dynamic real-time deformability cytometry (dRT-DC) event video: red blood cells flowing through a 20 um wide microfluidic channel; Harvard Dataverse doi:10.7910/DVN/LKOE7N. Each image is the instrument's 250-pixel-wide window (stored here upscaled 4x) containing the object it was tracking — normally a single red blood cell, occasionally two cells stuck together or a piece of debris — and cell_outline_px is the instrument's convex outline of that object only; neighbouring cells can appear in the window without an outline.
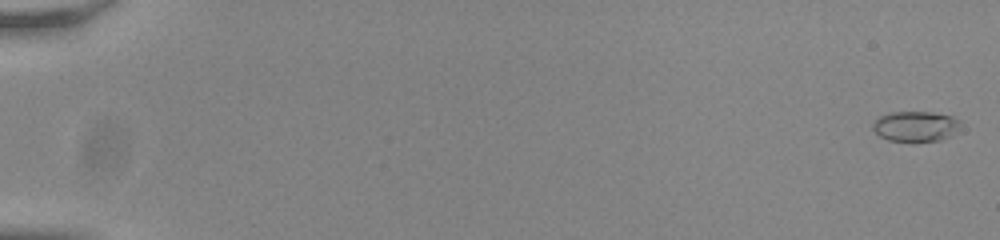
{"species": "common noctule bat (a hibernating species)", "species_latin": "Nyctalus noctula", "temperature_condition": "room temperature", "stored_images_in_passage": 57, "camera_frame_rate_fps": 3000, "um_per_image_px": 0.085, "animal": {"sex": "male", "body_mass_g": 20.0, "forearm_length_mm": 53.3}, "frame": {"image": 1, "passage_image": 2, "time_ms": 0.333, "image_size_px": [1000, 240], "cell_outline_px": [[960, 124], [952, 136], [940, 140], [912, 144], [888, 140], [880, 136], [872, 128], [872, 124], [880, 116], [888, 112], [932, 112], [952, 116], [960, 120]], "centroid_in_image_um": [77.82, 10.77], "position_along_channel_um": 7.2, "area_um2": 16.01}}
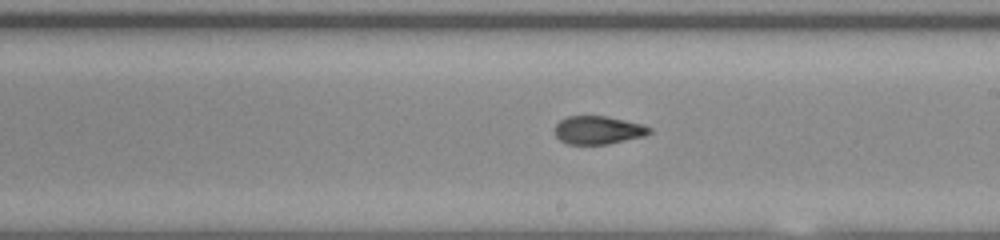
{"frame": {"image": 2, "passage_image": 35, "time_ms": 11.333, "image_size_px": [1000, 240], "cell_outline_px": [[652, 132], [644, 136], [608, 144], [568, 144], [560, 140], [556, 136], [556, 124], [560, 120], [568, 116], [608, 116], [644, 124], [652, 128]], "centroid_in_image_um": [50.88, 11.05], "position_along_channel_um": 238.1, "area_um2": 15.61}}
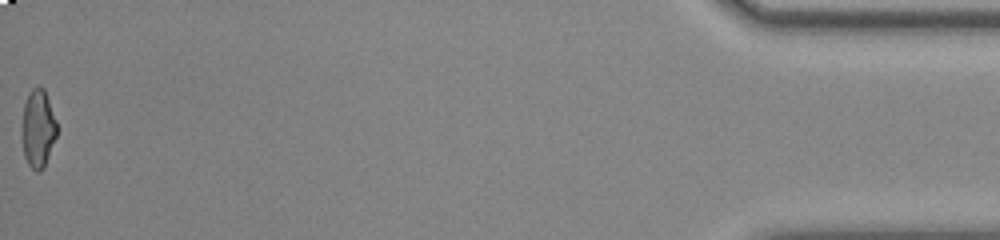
{"frame": {"image": 3, "passage_image": 57, "time_ms": 18.667, "image_size_px": [1000, 240], "cell_outline_px": [[56, 136], [44, 168], [40, 172], [36, 172], [28, 164], [24, 156], [24, 104], [32, 88], [44, 88], [56, 120]], "centroid_in_image_um": [3.27, 10.96], "position_along_channel_um": 431.9, "area_um2": 15.2}, "authors_computed_cell_mechanics": {"area_um2": 16.0684, "velocity_mm_per_s": 3.8318, "shape_relaxation_time_tau1_ms": null, "shape_relaxation_time_tau2_ms": 1.3992, "deformation_change_tau1": null, "deformation_change_tau2": 0.0749}}